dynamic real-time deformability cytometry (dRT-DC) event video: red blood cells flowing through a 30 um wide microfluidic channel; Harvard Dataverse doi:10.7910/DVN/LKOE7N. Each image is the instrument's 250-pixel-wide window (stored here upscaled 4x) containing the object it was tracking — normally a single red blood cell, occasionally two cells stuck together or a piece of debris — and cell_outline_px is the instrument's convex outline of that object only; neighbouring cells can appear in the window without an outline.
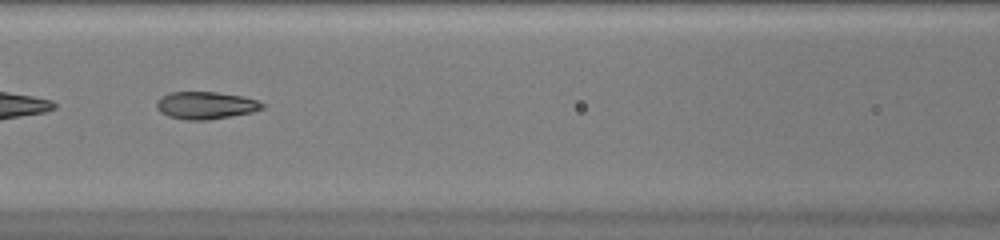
{"species": "common noctule bat (a hibernating species)", "species_latin": "Nyctalus noctula", "temperature_condition": "warm", "stored_images_in_passage": 19, "camera_frame_rate_fps": 3000, "um_per_image_px": 0.085, "animal": {"sex": "female", "body_mass_g": 20.0, "forearm_length_mm": 54.0}, "frame": {"image": 1, "passage_image": 6, "time_ms": 1.667, "image_size_px": [1000, 240], "cell_outline_px": [[264, 108], [252, 112], [208, 120], [188, 120], [168, 116], [160, 112], [156, 108], [156, 100], [160, 96], [172, 92], [216, 92], [244, 96], [256, 100], [264, 104]], "centroid_in_image_um": [17.46, 8.95], "position_along_channel_um": 149.1, "area_um2": 16.94}}
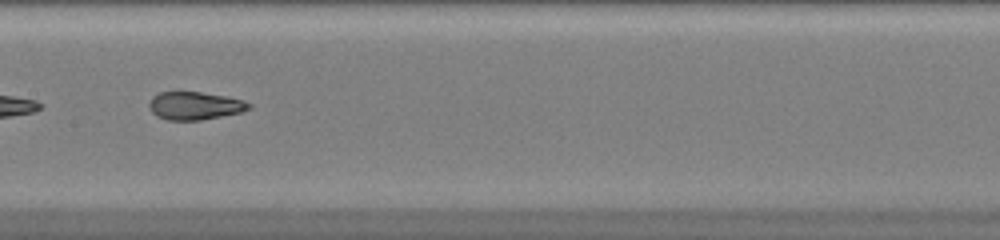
{"frame": {"image": 2, "passage_image": 9, "time_ms": 2.667, "image_size_px": [1000, 240], "cell_outline_px": [[252, 108], [240, 112], [200, 120], [168, 120], [156, 116], [148, 108], [148, 104], [152, 96], [160, 92], [200, 92], [228, 96], [244, 100], [252, 104]], "centroid_in_image_um": [16.55, 8.98], "position_along_channel_um": 190.8, "area_um2": 16.36}}